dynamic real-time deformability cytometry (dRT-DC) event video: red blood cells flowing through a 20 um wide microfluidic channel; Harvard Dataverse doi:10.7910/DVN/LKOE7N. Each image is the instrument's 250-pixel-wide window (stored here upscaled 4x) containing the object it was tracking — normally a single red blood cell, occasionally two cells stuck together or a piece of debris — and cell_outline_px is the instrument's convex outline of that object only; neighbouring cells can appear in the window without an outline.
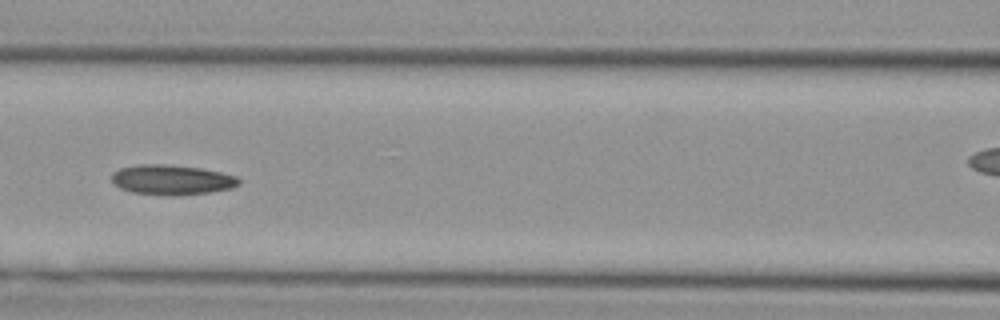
{"species": "Egyptian fruit bat (a non-hibernating species)", "species_latin": "Rousettus aegyptiacus", "temperature_condition": "cold", "stored_images_in_passage": 46, "segment_of_instrument_passage": [2, 2], "camera_frame_rate_fps": 3000, "um_per_image_px": 0.085, "animal": {"sex": "female"}, "frame": {"image": 1, "passage_image": 19, "time_ms": 6.0, "image_size_px": [1000, 320], "cell_outline_px": [[240, 184], [232, 188], [208, 192], [132, 192], [120, 188], [112, 184], [112, 172], [120, 168], [140, 164], [164, 164], [200, 168], [220, 172], [236, 176], [240, 180]], "centroid_in_image_um": [14.58, 15.22], "position_along_channel_um": 152.0, "area_um2": 21.1}}
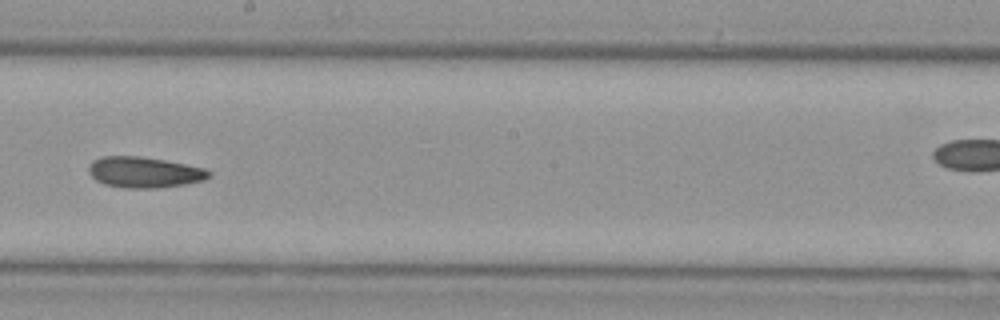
{"frame": {"image": 2, "passage_image": 25, "time_ms": 8.0, "image_size_px": [1000, 320], "cell_outline_px": [[212, 172], [204, 180], [184, 184], [156, 188], [124, 188], [104, 184], [96, 180], [88, 172], [88, 168], [92, 160], [100, 156], [140, 156], [164, 160], [204, 168]], "centroid_in_image_um": [12.22, 14.64], "position_along_channel_um": 236.0, "area_um2": 21.56}}
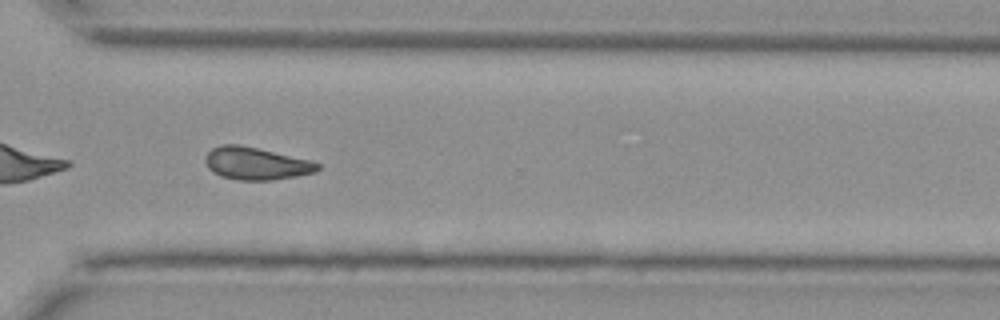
{"frame": {"image": 3, "passage_image": 33, "time_ms": 10.667, "image_size_px": [1000, 320], "cell_outline_px": [[320, 168], [316, 172], [296, 176], [272, 180], [236, 180], [220, 176], [212, 172], [208, 168], [204, 160], [208, 152], [212, 148], [220, 144], [240, 144], [312, 160], [320, 164]], "centroid_in_image_um": [21.76, 13.89], "position_along_channel_um": 348.8, "area_um2": 21.5}}